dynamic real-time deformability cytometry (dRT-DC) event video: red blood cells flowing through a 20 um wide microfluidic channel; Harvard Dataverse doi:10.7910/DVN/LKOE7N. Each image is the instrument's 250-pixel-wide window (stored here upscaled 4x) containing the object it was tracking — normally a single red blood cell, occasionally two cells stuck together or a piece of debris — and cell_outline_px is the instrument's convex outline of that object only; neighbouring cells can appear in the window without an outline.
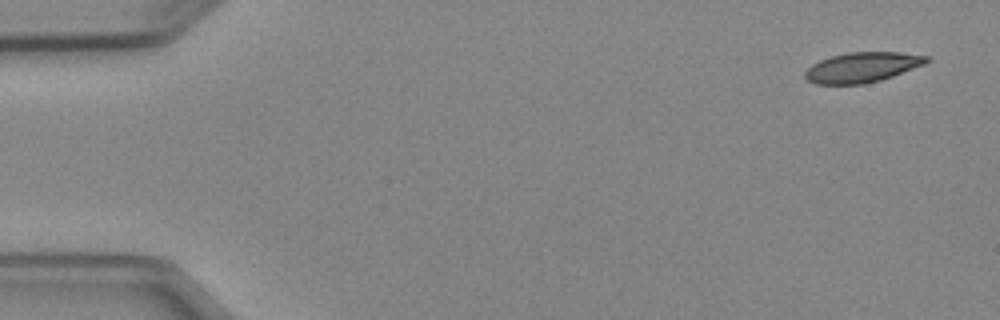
{"species": "Egyptian fruit bat (a non-hibernating species)", "species_latin": "Rousettus aegyptiacus", "temperature_condition": "cold", "stored_images_in_passage": 4, "camera_frame_rate_fps": 3000, "um_per_image_px": 0.085, "animal": {"sex": "female"}, "frame": {"image": 1, "passage_image": 1, "time_ms": 0.0, "image_size_px": [1000, 320], "cell_outline_px": [[932, 60], [924, 64], [892, 76], [880, 80], [864, 84], [816, 84], [808, 80], [804, 76], [804, 72], [812, 64], [820, 60], [832, 56], [848, 52], [900, 52], [928, 56]], "centroid_in_image_um": [73.29, 5.71], "position_along_channel_um": 11.7, "area_um2": 21.21}}
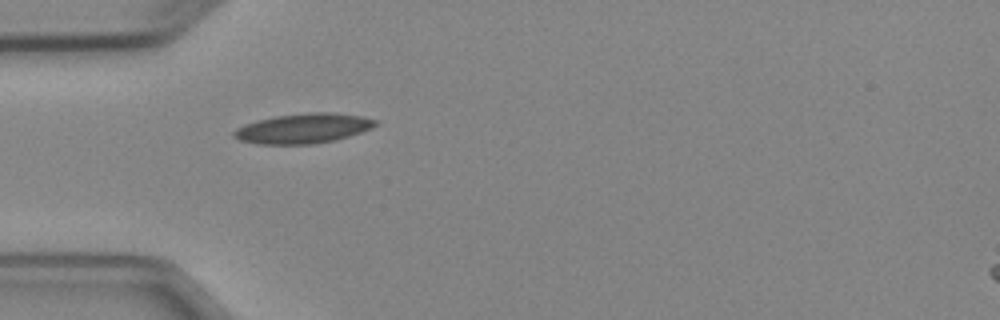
{"frame": {"image": 2, "passage_image": 4, "time_ms": 4.333, "image_size_px": [1000, 320], "cell_outline_px": [[380, 124], [372, 128], [348, 136], [332, 140], [312, 144], [256, 144], [240, 140], [232, 136], [232, 132], [236, 128], [244, 124], [256, 120], [276, 116], [308, 112], [336, 112], [364, 116], [376, 120]], "centroid_in_image_um": [25.77, 10.9], "position_along_channel_um": 59.2, "area_um2": 24.8}}